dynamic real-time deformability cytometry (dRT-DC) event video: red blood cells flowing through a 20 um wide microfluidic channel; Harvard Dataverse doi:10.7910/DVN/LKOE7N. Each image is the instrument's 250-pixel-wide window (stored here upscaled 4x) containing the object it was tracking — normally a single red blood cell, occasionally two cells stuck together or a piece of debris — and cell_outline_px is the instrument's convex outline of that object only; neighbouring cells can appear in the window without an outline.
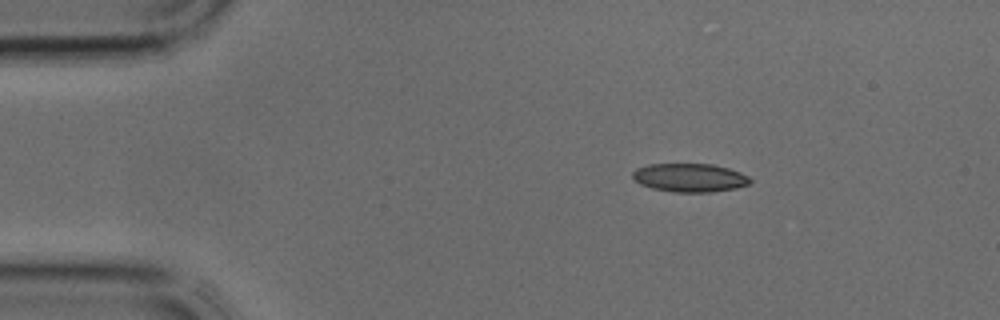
{"species": "common noctule bat (a hibernating species)", "species_latin": "Nyctalus noctula", "temperature_condition": "cold", "stored_images_in_passage": 35, "camera_frame_rate_fps": 3000, "um_per_image_px": 0.085, "animal": {"sex": "male", "body_mass_g": 17.9, "forearm_length_mm": 54.2}, "frame": {"image": 1, "passage_image": 3, "time_ms": 0.667, "image_size_px": [1000, 320], "cell_outline_px": [[752, 180], [748, 184], [736, 188], [712, 192], [676, 192], [652, 188], [640, 184], [632, 180], [632, 172], [636, 168], [648, 164], [712, 164], [728, 168], [740, 172], [748, 176]], "centroid_in_image_um": [58.6, 15.1], "position_along_channel_um": 26.4, "area_um2": 19.59}}
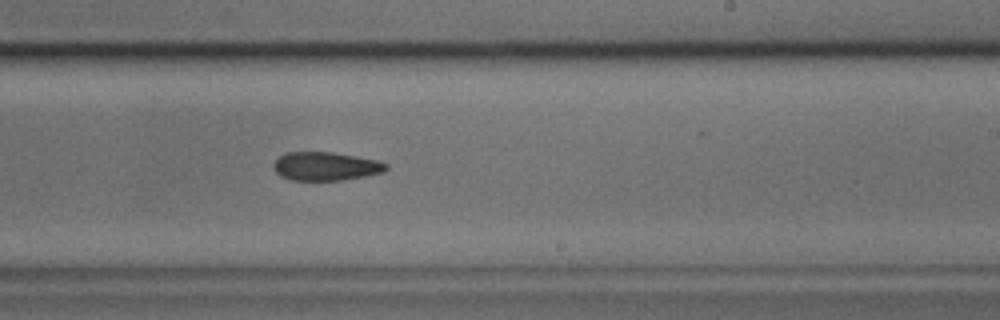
{"frame": {"image": 2, "passage_image": 20, "time_ms": 6.333, "image_size_px": [1000, 320], "cell_outline_px": [[388, 168], [384, 172], [364, 176], [340, 180], [292, 180], [280, 176], [272, 168], [272, 164], [280, 156], [288, 152], [332, 152], [356, 156], [376, 160], [388, 164]], "centroid_in_image_um": [27.67, 14.13], "position_along_channel_um": 261.3, "area_um2": 18.67}}
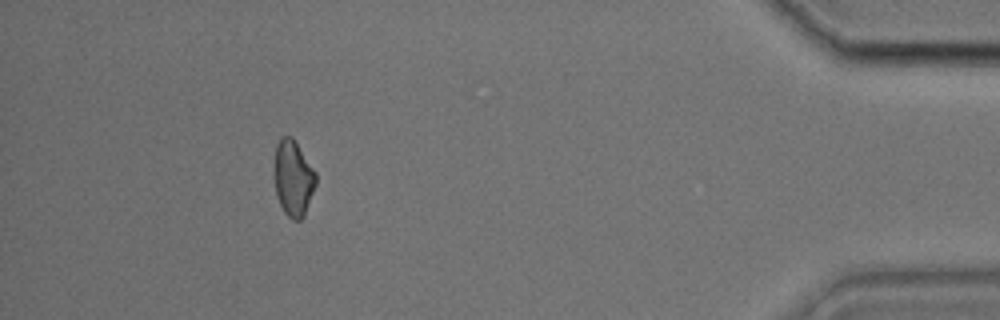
{"frame": {"image": 3, "passage_image": 32, "time_ms": 10.333, "image_size_px": [1000, 320], "cell_outline_px": [[316, 184], [304, 216], [300, 220], [292, 220], [284, 212], [276, 196], [276, 144], [280, 136], [292, 136], [316, 172]], "centroid_in_image_um": [24.95, 15.15], "position_along_channel_um": 410.3, "area_um2": 18.09}}